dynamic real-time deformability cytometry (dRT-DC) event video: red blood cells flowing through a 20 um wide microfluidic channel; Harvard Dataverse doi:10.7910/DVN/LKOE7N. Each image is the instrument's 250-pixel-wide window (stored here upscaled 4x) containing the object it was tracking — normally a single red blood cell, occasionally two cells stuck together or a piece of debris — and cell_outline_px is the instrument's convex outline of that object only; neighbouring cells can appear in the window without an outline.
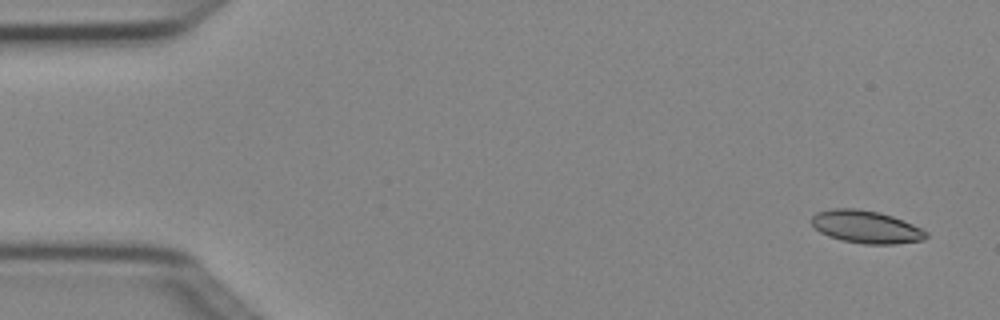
{"species": "Egyptian fruit bat (a non-hibernating species)", "species_latin": "Rousettus aegyptiacus", "temperature_condition": "cold", "stored_images_in_passage": 5, "camera_frame_rate_fps": 3000, "um_per_image_px": 0.085, "animal": {"sex": "female"}, "frame": {"image": 1, "passage_image": 1, "time_ms": 0.0, "image_size_px": [1000, 320], "cell_outline_px": [[928, 236], [924, 240], [896, 244], [864, 244], [844, 240], [828, 236], [820, 232], [812, 224], [812, 216], [816, 212], [832, 208], [856, 208], [880, 212], [892, 216], [912, 224], [928, 232]], "centroid_in_image_um": [73.62, 19.28], "position_along_channel_um": 11.4, "area_um2": 21.79}}
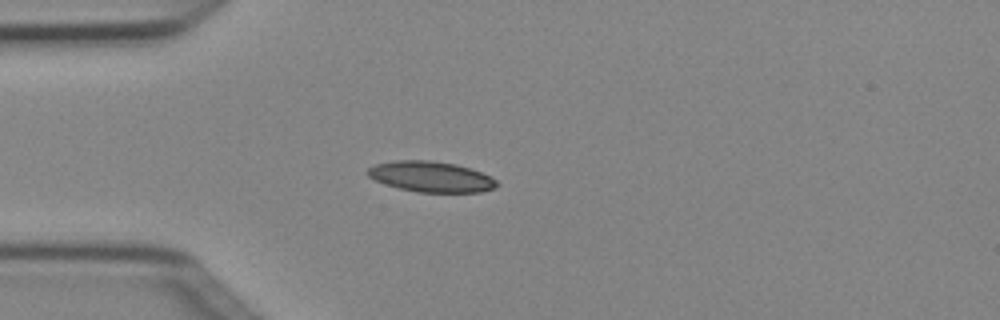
{"frame": {"image": 2, "passage_image": 4, "time_ms": 1.0, "image_size_px": [1000, 320], "cell_outline_px": [[500, 184], [496, 188], [480, 192], [416, 192], [400, 188], [376, 180], [368, 176], [368, 168], [376, 164], [396, 160], [432, 160], [456, 164], [480, 172], [496, 180]], "centroid_in_image_um": [36.66, 15.02], "position_along_channel_um": 48.3, "area_um2": 22.83}}